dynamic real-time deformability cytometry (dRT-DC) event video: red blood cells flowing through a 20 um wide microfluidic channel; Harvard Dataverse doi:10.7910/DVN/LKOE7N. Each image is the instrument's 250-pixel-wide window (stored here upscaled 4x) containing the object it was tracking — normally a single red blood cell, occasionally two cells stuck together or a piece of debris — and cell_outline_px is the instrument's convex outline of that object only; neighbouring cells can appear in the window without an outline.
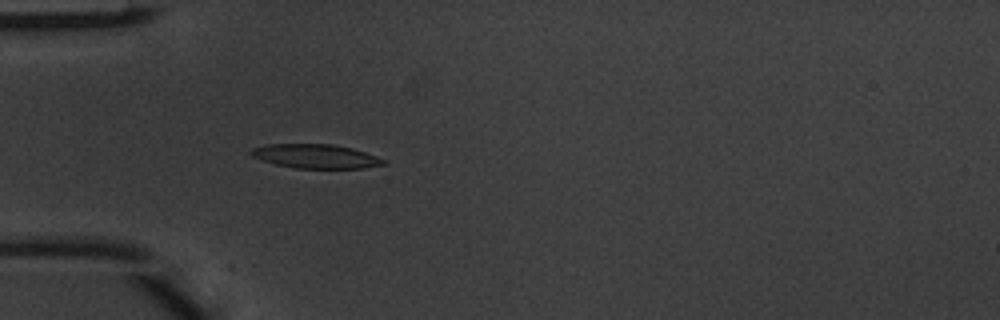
{"species": "common noctule bat (a hibernating species)", "species_latin": "Nyctalus noctula", "temperature_condition": "warm", "stored_images_in_passage": 3, "camera_frame_rate_fps": 3000, "um_per_image_px": 0.085, "animal": {"sex": "male", "body_mass_g": 20.1, "forearm_length_mm": 53.5}, "frame": {"image": 1, "passage_image": 3, "time_ms": 0.667, "image_size_px": [1000, 320], "cell_outline_px": [[388, 164], [364, 168], [296, 168], [276, 164], [252, 156], [248, 152], [252, 148], [268, 144], [332, 144], [352, 148], [376, 156], [384, 160]], "centroid_in_image_um": [26.84, 13.28], "position_along_channel_um": 58.2, "area_um2": 18.44}}